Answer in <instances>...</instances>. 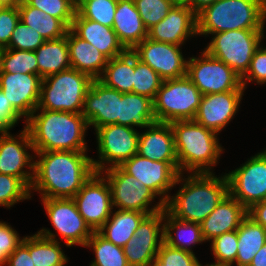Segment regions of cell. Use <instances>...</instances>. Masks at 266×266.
I'll use <instances>...</instances> for the list:
<instances>
[{"mask_svg": "<svg viewBox=\"0 0 266 266\" xmlns=\"http://www.w3.org/2000/svg\"><path fill=\"white\" fill-rule=\"evenodd\" d=\"M35 155L39 159L34 160L30 191L40 192V198H73L95 172L86 151H44Z\"/></svg>", "mask_w": 266, "mask_h": 266, "instance_id": "cell-1", "label": "cell"}, {"mask_svg": "<svg viewBox=\"0 0 266 266\" xmlns=\"http://www.w3.org/2000/svg\"><path fill=\"white\" fill-rule=\"evenodd\" d=\"M25 124L34 153L88 151L85 134L89 125L82 113L35 109Z\"/></svg>", "mask_w": 266, "mask_h": 266, "instance_id": "cell-2", "label": "cell"}, {"mask_svg": "<svg viewBox=\"0 0 266 266\" xmlns=\"http://www.w3.org/2000/svg\"><path fill=\"white\" fill-rule=\"evenodd\" d=\"M183 176L179 174L176 184H181L180 190L169 196L165 210L181 221L200 224L229 194L227 177H217L214 172L190 173L184 179Z\"/></svg>", "mask_w": 266, "mask_h": 266, "instance_id": "cell-3", "label": "cell"}, {"mask_svg": "<svg viewBox=\"0 0 266 266\" xmlns=\"http://www.w3.org/2000/svg\"><path fill=\"white\" fill-rule=\"evenodd\" d=\"M174 134L179 172L213 173L211 171L223 152L217 133L195 120H179L170 123ZM189 171V172H188Z\"/></svg>", "mask_w": 266, "mask_h": 266, "instance_id": "cell-4", "label": "cell"}, {"mask_svg": "<svg viewBox=\"0 0 266 266\" xmlns=\"http://www.w3.org/2000/svg\"><path fill=\"white\" fill-rule=\"evenodd\" d=\"M266 0H216L197 14V35L264 29Z\"/></svg>", "mask_w": 266, "mask_h": 266, "instance_id": "cell-5", "label": "cell"}, {"mask_svg": "<svg viewBox=\"0 0 266 266\" xmlns=\"http://www.w3.org/2000/svg\"><path fill=\"white\" fill-rule=\"evenodd\" d=\"M93 79L70 68L42 79L36 109L82 113L84 99Z\"/></svg>", "mask_w": 266, "mask_h": 266, "instance_id": "cell-6", "label": "cell"}, {"mask_svg": "<svg viewBox=\"0 0 266 266\" xmlns=\"http://www.w3.org/2000/svg\"><path fill=\"white\" fill-rule=\"evenodd\" d=\"M203 94L187 77L163 80L153 100L156 122L194 120Z\"/></svg>", "mask_w": 266, "mask_h": 266, "instance_id": "cell-7", "label": "cell"}, {"mask_svg": "<svg viewBox=\"0 0 266 266\" xmlns=\"http://www.w3.org/2000/svg\"><path fill=\"white\" fill-rule=\"evenodd\" d=\"M212 36L204 50L242 78L249 69L254 52L261 45L264 29L231 30Z\"/></svg>", "mask_w": 266, "mask_h": 266, "instance_id": "cell-8", "label": "cell"}, {"mask_svg": "<svg viewBox=\"0 0 266 266\" xmlns=\"http://www.w3.org/2000/svg\"><path fill=\"white\" fill-rule=\"evenodd\" d=\"M103 171L100 173L106 174L104 177L111 189L112 206L118 210H135L149 215L165 209V203L161 199L150 208L154 198L158 196L120 166H113Z\"/></svg>", "mask_w": 266, "mask_h": 266, "instance_id": "cell-9", "label": "cell"}, {"mask_svg": "<svg viewBox=\"0 0 266 266\" xmlns=\"http://www.w3.org/2000/svg\"><path fill=\"white\" fill-rule=\"evenodd\" d=\"M98 143L99 160L92 158L95 172H101L113 166H120L138 152L139 133L137 129L109 124L95 130ZM106 162V163H105ZM108 164L107 166H105Z\"/></svg>", "mask_w": 266, "mask_h": 266, "instance_id": "cell-10", "label": "cell"}, {"mask_svg": "<svg viewBox=\"0 0 266 266\" xmlns=\"http://www.w3.org/2000/svg\"><path fill=\"white\" fill-rule=\"evenodd\" d=\"M187 77L203 95L245 90L241 77L205 50L201 52V57L188 58Z\"/></svg>", "mask_w": 266, "mask_h": 266, "instance_id": "cell-11", "label": "cell"}, {"mask_svg": "<svg viewBox=\"0 0 266 266\" xmlns=\"http://www.w3.org/2000/svg\"><path fill=\"white\" fill-rule=\"evenodd\" d=\"M225 175L229 184V194L247 210L253 204L265 201L266 149Z\"/></svg>", "mask_w": 266, "mask_h": 266, "instance_id": "cell-12", "label": "cell"}, {"mask_svg": "<svg viewBox=\"0 0 266 266\" xmlns=\"http://www.w3.org/2000/svg\"><path fill=\"white\" fill-rule=\"evenodd\" d=\"M120 167L161 197L164 203L169 198L168 191L176 186L180 174L178 161H152L139 154L125 160Z\"/></svg>", "mask_w": 266, "mask_h": 266, "instance_id": "cell-13", "label": "cell"}, {"mask_svg": "<svg viewBox=\"0 0 266 266\" xmlns=\"http://www.w3.org/2000/svg\"><path fill=\"white\" fill-rule=\"evenodd\" d=\"M92 231H98L113 211L111 189L100 172H94L72 198Z\"/></svg>", "mask_w": 266, "mask_h": 266, "instance_id": "cell-14", "label": "cell"}, {"mask_svg": "<svg viewBox=\"0 0 266 266\" xmlns=\"http://www.w3.org/2000/svg\"><path fill=\"white\" fill-rule=\"evenodd\" d=\"M50 223L65 240L67 247H85L93 231L78 212L72 198H41Z\"/></svg>", "mask_w": 266, "mask_h": 266, "instance_id": "cell-15", "label": "cell"}, {"mask_svg": "<svg viewBox=\"0 0 266 266\" xmlns=\"http://www.w3.org/2000/svg\"><path fill=\"white\" fill-rule=\"evenodd\" d=\"M164 210L146 215L123 247L129 266H150L164 242Z\"/></svg>", "mask_w": 266, "mask_h": 266, "instance_id": "cell-16", "label": "cell"}, {"mask_svg": "<svg viewBox=\"0 0 266 266\" xmlns=\"http://www.w3.org/2000/svg\"><path fill=\"white\" fill-rule=\"evenodd\" d=\"M0 134V174L20 178L30 188L34 178L33 159L36 157L27 152L28 149L34 151L28 130L24 126L18 138L9 131ZM25 167L29 171L24 170Z\"/></svg>", "mask_w": 266, "mask_h": 266, "instance_id": "cell-17", "label": "cell"}, {"mask_svg": "<svg viewBox=\"0 0 266 266\" xmlns=\"http://www.w3.org/2000/svg\"><path fill=\"white\" fill-rule=\"evenodd\" d=\"M181 46L144 39L131 51L137 59L149 65L163 80L187 76V61Z\"/></svg>", "mask_w": 266, "mask_h": 266, "instance_id": "cell-18", "label": "cell"}, {"mask_svg": "<svg viewBox=\"0 0 266 266\" xmlns=\"http://www.w3.org/2000/svg\"><path fill=\"white\" fill-rule=\"evenodd\" d=\"M123 93L106 87L99 80H93L84 99L82 115L89 127L96 130L109 124H117L120 118V99Z\"/></svg>", "mask_w": 266, "mask_h": 266, "instance_id": "cell-19", "label": "cell"}, {"mask_svg": "<svg viewBox=\"0 0 266 266\" xmlns=\"http://www.w3.org/2000/svg\"><path fill=\"white\" fill-rule=\"evenodd\" d=\"M41 82L42 78L35 74L0 72V90L25 119L38 107Z\"/></svg>", "mask_w": 266, "mask_h": 266, "instance_id": "cell-20", "label": "cell"}, {"mask_svg": "<svg viewBox=\"0 0 266 266\" xmlns=\"http://www.w3.org/2000/svg\"><path fill=\"white\" fill-rule=\"evenodd\" d=\"M244 90L203 95L194 120L219 134L238 112Z\"/></svg>", "mask_w": 266, "mask_h": 266, "instance_id": "cell-21", "label": "cell"}, {"mask_svg": "<svg viewBox=\"0 0 266 266\" xmlns=\"http://www.w3.org/2000/svg\"><path fill=\"white\" fill-rule=\"evenodd\" d=\"M197 35V14L185 6H175L168 15L148 30L152 41L182 46L189 37Z\"/></svg>", "mask_w": 266, "mask_h": 266, "instance_id": "cell-22", "label": "cell"}, {"mask_svg": "<svg viewBox=\"0 0 266 266\" xmlns=\"http://www.w3.org/2000/svg\"><path fill=\"white\" fill-rule=\"evenodd\" d=\"M246 216L247 209L228 194L200 223L204 240L208 242L223 233L237 230Z\"/></svg>", "mask_w": 266, "mask_h": 266, "instance_id": "cell-23", "label": "cell"}, {"mask_svg": "<svg viewBox=\"0 0 266 266\" xmlns=\"http://www.w3.org/2000/svg\"><path fill=\"white\" fill-rule=\"evenodd\" d=\"M70 29L78 37L96 47L108 59L115 58L127 51L112 27L83 18L77 11Z\"/></svg>", "mask_w": 266, "mask_h": 266, "instance_id": "cell-24", "label": "cell"}, {"mask_svg": "<svg viewBox=\"0 0 266 266\" xmlns=\"http://www.w3.org/2000/svg\"><path fill=\"white\" fill-rule=\"evenodd\" d=\"M137 154L152 161H177L170 123L155 122L139 133Z\"/></svg>", "mask_w": 266, "mask_h": 266, "instance_id": "cell-25", "label": "cell"}, {"mask_svg": "<svg viewBox=\"0 0 266 266\" xmlns=\"http://www.w3.org/2000/svg\"><path fill=\"white\" fill-rule=\"evenodd\" d=\"M112 28L127 50H132L148 37V30L143 24L134 0H118Z\"/></svg>", "mask_w": 266, "mask_h": 266, "instance_id": "cell-26", "label": "cell"}, {"mask_svg": "<svg viewBox=\"0 0 266 266\" xmlns=\"http://www.w3.org/2000/svg\"><path fill=\"white\" fill-rule=\"evenodd\" d=\"M71 68L98 80L104 72L108 58L92 44L78 37L71 29L67 32Z\"/></svg>", "mask_w": 266, "mask_h": 266, "instance_id": "cell-27", "label": "cell"}, {"mask_svg": "<svg viewBox=\"0 0 266 266\" xmlns=\"http://www.w3.org/2000/svg\"><path fill=\"white\" fill-rule=\"evenodd\" d=\"M38 75L44 79L71 68L67 35L58 39L45 40L35 50Z\"/></svg>", "mask_w": 266, "mask_h": 266, "instance_id": "cell-28", "label": "cell"}, {"mask_svg": "<svg viewBox=\"0 0 266 266\" xmlns=\"http://www.w3.org/2000/svg\"><path fill=\"white\" fill-rule=\"evenodd\" d=\"M163 224L164 243L173 248L194 254L192 246L206 242L203 238L201 225L199 223L181 221L171 216L165 209Z\"/></svg>", "mask_w": 266, "mask_h": 266, "instance_id": "cell-29", "label": "cell"}, {"mask_svg": "<svg viewBox=\"0 0 266 266\" xmlns=\"http://www.w3.org/2000/svg\"><path fill=\"white\" fill-rule=\"evenodd\" d=\"M60 243L56 234L45 228L29 236V253L34 266H65L68 258Z\"/></svg>", "mask_w": 266, "mask_h": 266, "instance_id": "cell-30", "label": "cell"}, {"mask_svg": "<svg viewBox=\"0 0 266 266\" xmlns=\"http://www.w3.org/2000/svg\"><path fill=\"white\" fill-rule=\"evenodd\" d=\"M135 210H118L98 230V232L116 246L124 247L134 236L139 223L146 216Z\"/></svg>", "mask_w": 266, "mask_h": 266, "instance_id": "cell-31", "label": "cell"}, {"mask_svg": "<svg viewBox=\"0 0 266 266\" xmlns=\"http://www.w3.org/2000/svg\"><path fill=\"white\" fill-rule=\"evenodd\" d=\"M155 122L152 99L133 92L123 93L118 125L146 128Z\"/></svg>", "mask_w": 266, "mask_h": 266, "instance_id": "cell-32", "label": "cell"}, {"mask_svg": "<svg viewBox=\"0 0 266 266\" xmlns=\"http://www.w3.org/2000/svg\"><path fill=\"white\" fill-rule=\"evenodd\" d=\"M134 53L127 50L124 54L108 59L103 74L98 79L106 87L121 93L133 92Z\"/></svg>", "mask_w": 266, "mask_h": 266, "instance_id": "cell-33", "label": "cell"}, {"mask_svg": "<svg viewBox=\"0 0 266 266\" xmlns=\"http://www.w3.org/2000/svg\"><path fill=\"white\" fill-rule=\"evenodd\" d=\"M236 266H249L255 254L266 243V229L248 215L237 229Z\"/></svg>", "mask_w": 266, "mask_h": 266, "instance_id": "cell-34", "label": "cell"}, {"mask_svg": "<svg viewBox=\"0 0 266 266\" xmlns=\"http://www.w3.org/2000/svg\"><path fill=\"white\" fill-rule=\"evenodd\" d=\"M20 21L34 28L45 40L64 37L70 29L62 20L30 6L25 0L18 6Z\"/></svg>", "mask_w": 266, "mask_h": 266, "instance_id": "cell-35", "label": "cell"}, {"mask_svg": "<svg viewBox=\"0 0 266 266\" xmlns=\"http://www.w3.org/2000/svg\"><path fill=\"white\" fill-rule=\"evenodd\" d=\"M85 247H91L96 255L90 266H129L123 247L108 241L98 231H93Z\"/></svg>", "mask_w": 266, "mask_h": 266, "instance_id": "cell-36", "label": "cell"}, {"mask_svg": "<svg viewBox=\"0 0 266 266\" xmlns=\"http://www.w3.org/2000/svg\"><path fill=\"white\" fill-rule=\"evenodd\" d=\"M0 72L38 75L35 51L3 48L0 52Z\"/></svg>", "mask_w": 266, "mask_h": 266, "instance_id": "cell-37", "label": "cell"}, {"mask_svg": "<svg viewBox=\"0 0 266 266\" xmlns=\"http://www.w3.org/2000/svg\"><path fill=\"white\" fill-rule=\"evenodd\" d=\"M163 79L149 65L141 62L134 54L133 93L154 100Z\"/></svg>", "mask_w": 266, "mask_h": 266, "instance_id": "cell-38", "label": "cell"}, {"mask_svg": "<svg viewBox=\"0 0 266 266\" xmlns=\"http://www.w3.org/2000/svg\"><path fill=\"white\" fill-rule=\"evenodd\" d=\"M118 0H82L76 11L83 17L113 27Z\"/></svg>", "mask_w": 266, "mask_h": 266, "instance_id": "cell-39", "label": "cell"}, {"mask_svg": "<svg viewBox=\"0 0 266 266\" xmlns=\"http://www.w3.org/2000/svg\"><path fill=\"white\" fill-rule=\"evenodd\" d=\"M238 236L237 230L223 233L211 240V249L216 262L209 266H233L237 257Z\"/></svg>", "mask_w": 266, "mask_h": 266, "instance_id": "cell-40", "label": "cell"}, {"mask_svg": "<svg viewBox=\"0 0 266 266\" xmlns=\"http://www.w3.org/2000/svg\"><path fill=\"white\" fill-rule=\"evenodd\" d=\"M30 188L15 176L0 174V206L10 209L24 199H31Z\"/></svg>", "mask_w": 266, "mask_h": 266, "instance_id": "cell-41", "label": "cell"}, {"mask_svg": "<svg viewBox=\"0 0 266 266\" xmlns=\"http://www.w3.org/2000/svg\"><path fill=\"white\" fill-rule=\"evenodd\" d=\"M30 6L42 10L52 17L62 20L71 28L76 5L74 0H25Z\"/></svg>", "mask_w": 266, "mask_h": 266, "instance_id": "cell-42", "label": "cell"}, {"mask_svg": "<svg viewBox=\"0 0 266 266\" xmlns=\"http://www.w3.org/2000/svg\"><path fill=\"white\" fill-rule=\"evenodd\" d=\"M150 266H203L195 254L162 243Z\"/></svg>", "mask_w": 266, "mask_h": 266, "instance_id": "cell-43", "label": "cell"}, {"mask_svg": "<svg viewBox=\"0 0 266 266\" xmlns=\"http://www.w3.org/2000/svg\"><path fill=\"white\" fill-rule=\"evenodd\" d=\"M134 3L147 30L163 20L173 7L169 0H134Z\"/></svg>", "mask_w": 266, "mask_h": 266, "instance_id": "cell-44", "label": "cell"}, {"mask_svg": "<svg viewBox=\"0 0 266 266\" xmlns=\"http://www.w3.org/2000/svg\"><path fill=\"white\" fill-rule=\"evenodd\" d=\"M44 42L45 39L39 32L19 20L12 32L9 45L6 48L35 51Z\"/></svg>", "mask_w": 266, "mask_h": 266, "instance_id": "cell-45", "label": "cell"}, {"mask_svg": "<svg viewBox=\"0 0 266 266\" xmlns=\"http://www.w3.org/2000/svg\"><path fill=\"white\" fill-rule=\"evenodd\" d=\"M266 83V47L259 46L252 56L251 63L246 74L241 78L242 86L245 88L247 82Z\"/></svg>", "mask_w": 266, "mask_h": 266, "instance_id": "cell-46", "label": "cell"}, {"mask_svg": "<svg viewBox=\"0 0 266 266\" xmlns=\"http://www.w3.org/2000/svg\"><path fill=\"white\" fill-rule=\"evenodd\" d=\"M20 20L18 7L0 8V48H6L9 45L12 32Z\"/></svg>", "mask_w": 266, "mask_h": 266, "instance_id": "cell-47", "label": "cell"}, {"mask_svg": "<svg viewBox=\"0 0 266 266\" xmlns=\"http://www.w3.org/2000/svg\"><path fill=\"white\" fill-rule=\"evenodd\" d=\"M17 231L9 223L0 221V266H4L6 259L22 242Z\"/></svg>", "mask_w": 266, "mask_h": 266, "instance_id": "cell-48", "label": "cell"}, {"mask_svg": "<svg viewBox=\"0 0 266 266\" xmlns=\"http://www.w3.org/2000/svg\"><path fill=\"white\" fill-rule=\"evenodd\" d=\"M21 118L22 116L12 107L0 90V133L9 131Z\"/></svg>", "mask_w": 266, "mask_h": 266, "instance_id": "cell-49", "label": "cell"}, {"mask_svg": "<svg viewBox=\"0 0 266 266\" xmlns=\"http://www.w3.org/2000/svg\"><path fill=\"white\" fill-rule=\"evenodd\" d=\"M7 266H34L29 253V236H24L22 242L16 247L12 254L6 259Z\"/></svg>", "mask_w": 266, "mask_h": 266, "instance_id": "cell-50", "label": "cell"}, {"mask_svg": "<svg viewBox=\"0 0 266 266\" xmlns=\"http://www.w3.org/2000/svg\"><path fill=\"white\" fill-rule=\"evenodd\" d=\"M247 215L266 229V200L253 204L247 210Z\"/></svg>", "mask_w": 266, "mask_h": 266, "instance_id": "cell-51", "label": "cell"}, {"mask_svg": "<svg viewBox=\"0 0 266 266\" xmlns=\"http://www.w3.org/2000/svg\"><path fill=\"white\" fill-rule=\"evenodd\" d=\"M249 266H266V243L255 254Z\"/></svg>", "mask_w": 266, "mask_h": 266, "instance_id": "cell-52", "label": "cell"}, {"mask_svg": "<svg viewBox=\"0 0 266 266\" xmlns=\"http://www.w3.org/2000/svg\"><path fill=\"white\" fill-rule=\"evenodd\" d=\"M216 0H190L189 7L198 14L206 6L213 4Z\"/></svg>", "mask_w": 266, "mask_h": 266, "instance_id": "cell-53", "label": "cell"}, {"mask_svg": "<svg viewBox=\"0 0 266 266\" xmlns=\"http://www.w3.org/2000/svg\"><path fill=\"white\" fill-rule=\"evenodd\" d=\"M23 0H0V4L6 7H18Z\"/></svg>", "mask_w": 266, "mask_h": 266, "instance_id": "cell-54", "label": "cell"}, {"mask_svg": "<svg viewBox=\"0 0 266 266\" xmlns=\"http://www.w3.org/2000/svg\"><path fill=\"white\" fill-rule=\"evenodd\" d=\"M175 6L189 7L190 0H169Z\"/></svg>", "mask_w": 266, "mask_h": 266, "instance_id": "cell-55", "label": "cell"}, {"mask_svg": "<svg viewBox=\"0 0 266 266\" xmlns=\"http://www.w3.org/2000/svg\"><path fill=\"white\" fill-rule=\"evenodd\" d=\"M82 0H74L75 5L77 6Z\"/></svg>", "mask_w": 266, "mask_h": 266, "instance_id": "cell-56", "label": "cell"}]
</instances>
